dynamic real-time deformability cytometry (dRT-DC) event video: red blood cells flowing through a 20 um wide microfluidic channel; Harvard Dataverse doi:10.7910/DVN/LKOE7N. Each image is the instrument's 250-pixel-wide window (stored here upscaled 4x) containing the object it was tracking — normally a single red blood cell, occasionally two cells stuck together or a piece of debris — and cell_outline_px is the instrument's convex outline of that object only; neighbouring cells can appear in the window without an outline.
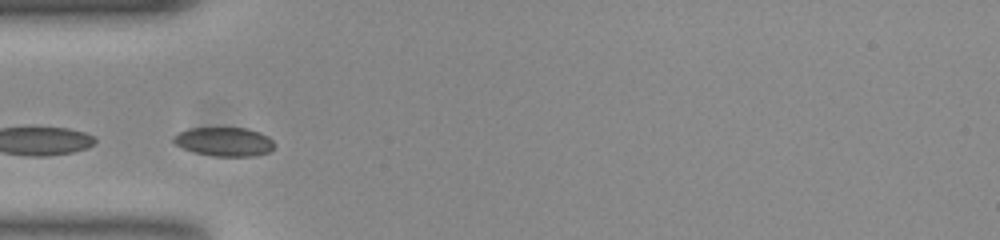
{"species": "common noctule bat (a hibernating species)", "species_latin": "Nyctalus noctula", "temperature_condition": "room temperature", "stored_images_in_passage": 8, "camera_frame_rate_fps": 3000, "um_per_image_px": 0.085, "animal": {"sex": "female", "body_mass_g": 23.0, "forearm_length_mm": 53.4}, "frame": {"image": 1, "passage_image": 6, "time_ms": 1.667, "image_size_px": [1000, 240], "cell_outline_px": [[276, 144], [268, 152], [256, 156], [216, 156], [196, 152], [184, 148], [176, 144], [172, 140], [172, 136], [188, 128], [248, 128], [260, 132], [268, 136]], "centroid_in_image_um": [19.09, 12.03], "position_along_channel_um": 65.9, "area_um2": 16.94}}